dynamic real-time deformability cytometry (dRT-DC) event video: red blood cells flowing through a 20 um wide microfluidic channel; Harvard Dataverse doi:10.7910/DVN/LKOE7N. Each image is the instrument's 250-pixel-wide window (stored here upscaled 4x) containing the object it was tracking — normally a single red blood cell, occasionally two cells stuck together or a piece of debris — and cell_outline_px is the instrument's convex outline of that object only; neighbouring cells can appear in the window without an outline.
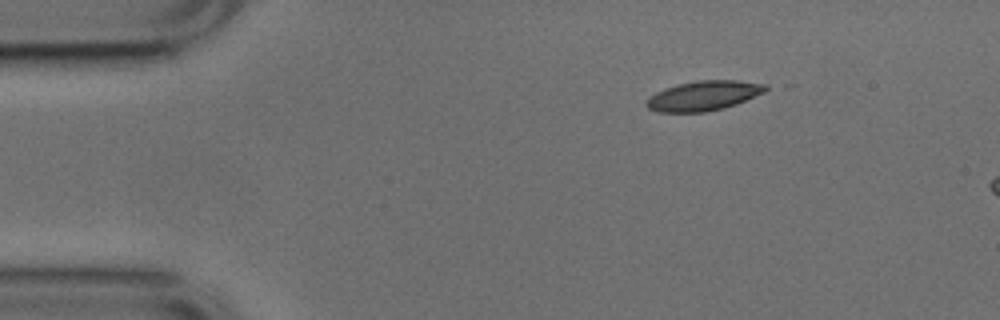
{"species": "common noctule bat (a hibernating species)", "species_latin": "Nyctalus noctula", "temperature_condition": "cold", "stored_images_in_passage": 38, "camera_frame_rate_fps": 3000, "um_per_image_px": 0.085, "animal": {"sex": "male", "body_mass_g": 17.9, "forearm_length_mm": 54.2}, "frame": {"image": 1, "passage_image": 1, "time_ms": 0.0, "image_size_px": [1000, 320], "cell_outline_px": [[772, 88], [764, 92], [736, 104], [724, 108], [704, 112], [656, 112], [648, 108], [644, 104], [648, 96], [664, 88], [676, 84], [696, 80], [736, 80], [768, 84]], "centroid_in_image_um": [59.8, 8.13], "position_along_channel_um": 25.2, "area_um2": 20.98}}
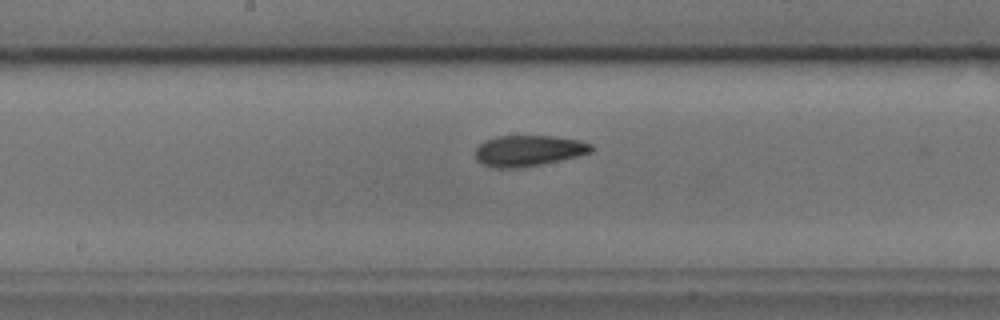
{"frame": {"image": 2, "passage_image": 20, "time_ms": 6.333, "image_size_px": [1000, 320], "cell_outline_px": [[592, 152], [544, 164], [520, 168], [496, 168], [480, 164], [476, 160], [476, 148], [484, 140], [500, 136], [552, 136], [576, 140], [592, 144]], "centroid_in_image_um": [44.88, 12.82], "position_along_channel_um": 203.3, "area_um2": 20.87}}
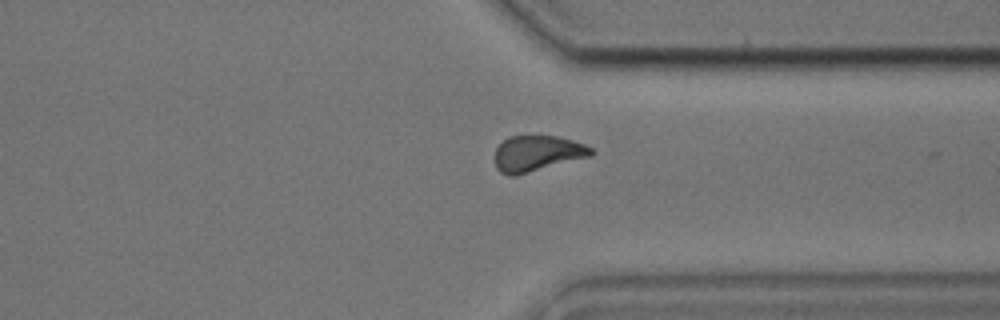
{"frame": {"image": 3, "passage_image": 33, "time_ms": 10.667, "image_size_px": [1000, 320], "cell_outline_px": [[596, 152], [592, 156], [516, 176], [508, 176], [500, 172], [496, 168], [496, 148], [508, 136], [556, 136], [572, 140], [584, 144], [592, 148]], "centroid_in_image_um": [45.69, 13.06], "position_along_channel_um": 365.7, "area_um2": 20.23}, "authors_computed_cell_mechanics": {"area_um2": 20.6346, "velocity_mm_per_s": 3.7719, "shape_relaxation_time_tau1_ms": 4.785, "shape_relaxation_time_tau2_ms": 3.4805, "deformation_change_tau1": 0.1265, "deformation_change_tau2": 0.0912}}